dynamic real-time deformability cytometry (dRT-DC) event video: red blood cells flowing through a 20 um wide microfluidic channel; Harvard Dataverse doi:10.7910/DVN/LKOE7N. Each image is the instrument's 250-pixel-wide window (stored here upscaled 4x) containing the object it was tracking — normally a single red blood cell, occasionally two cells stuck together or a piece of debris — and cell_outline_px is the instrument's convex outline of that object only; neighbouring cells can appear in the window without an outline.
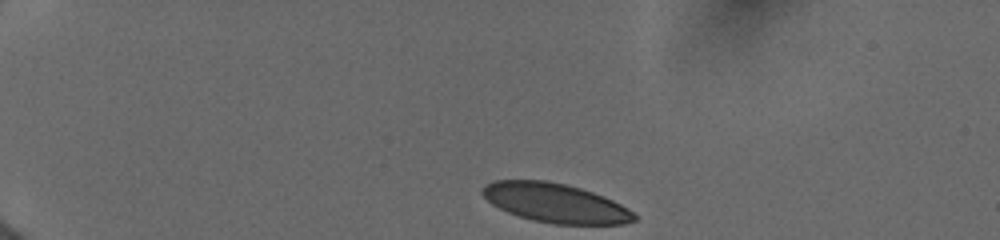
{"species": "human", "species_latin": "Homo sapiens", "temperature_condition": "cold", "stored_images_in_passage": 19, "camera_frame_rate_fps": 3000, "um_per_image_px": 0.085, "donor": {"sex": "female"}, "frame": {"image": 1, "passage_image": 1, "time_ms": 0.0, "image_size_px": [1000, 240], "cell_outline_px": [[636, 220], [624, 224], [552, 224], [532, 220], [508, 212], [492, 204], [480, 192], [484, 184], [496, 180], [548, 180], [580, 188], [592, 192], [612, 200], [620, 204], [632, 212], [636, 216]], "centroid_in_image_um": [47.18, 17.25], "position_along_channel_um": 37.8, "area_um2": 34.45}}